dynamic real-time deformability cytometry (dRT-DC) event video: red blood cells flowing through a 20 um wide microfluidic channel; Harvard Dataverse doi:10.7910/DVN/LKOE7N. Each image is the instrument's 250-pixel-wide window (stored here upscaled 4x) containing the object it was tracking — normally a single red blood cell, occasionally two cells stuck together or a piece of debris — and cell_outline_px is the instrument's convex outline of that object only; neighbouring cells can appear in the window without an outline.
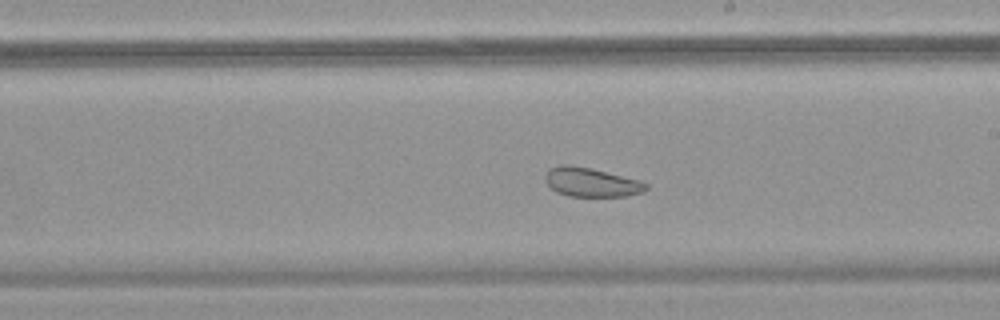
{"species": "common noctule bat (a hibernating species)", "species_latin": "Nyctalus noctula", "temperature_condition": "warm", "stored_images_in_passage": 30, "camera_frame_rate_fps": 3000, "um_per_image_px": 0.085, "animal": {"sex": "female", "body_mass_g": 18.4}, "frame": {"image": 1, "passage_image": 9, "time_ms": 2.667, "image_size_px": [1000, 320], "cell_outline_px": [[648, 188], [644, 192], [628, 196], [568, 196], [556, 192], [544, 180], [544, 176], [548, 168], [560, 164], [568, 164], [592, 168], [640, 180], [648, 184]], "centroid_in_image_um": [50.25, 15.48], "position_along_channel_um": 238.8, "area_um2": 17.34}}